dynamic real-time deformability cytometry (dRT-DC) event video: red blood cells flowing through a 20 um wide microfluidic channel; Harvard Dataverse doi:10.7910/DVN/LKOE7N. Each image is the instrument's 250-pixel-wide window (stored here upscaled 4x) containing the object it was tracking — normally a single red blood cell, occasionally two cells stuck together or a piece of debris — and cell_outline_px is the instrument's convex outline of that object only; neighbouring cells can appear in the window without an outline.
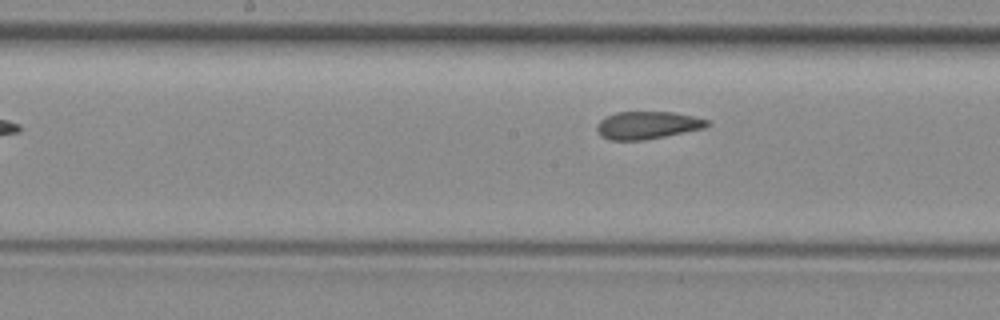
{"species": "common noctule bat (a hibernating species)", "species_latin": "Nyctalus noctula", "temperature_condition": "room temperature", "stored_images_in_passage": 12, "camera_frame_rate_fps": 3000, "um_per_image_px": 0.085, "animal": {"sex": "female", "body_mass_g": 29.2, "forearm_length_mm": 56.3}, "frame": {"image": 1, "passage_image": 12, "time_ms": 14.333, "image_size_px": [1000, 320], "cell_outline_px": [[712, 124], [704, 128], [644, 140], [608, 140], [600, 136], [596, 128], [600, 120], [616, 112], [672, 112], [692, 116], [708, 120]], "centroid_in_image_um": [55.02, 10.64], "position_along_channel_um": 193.2, "area_um2": 17.63}}